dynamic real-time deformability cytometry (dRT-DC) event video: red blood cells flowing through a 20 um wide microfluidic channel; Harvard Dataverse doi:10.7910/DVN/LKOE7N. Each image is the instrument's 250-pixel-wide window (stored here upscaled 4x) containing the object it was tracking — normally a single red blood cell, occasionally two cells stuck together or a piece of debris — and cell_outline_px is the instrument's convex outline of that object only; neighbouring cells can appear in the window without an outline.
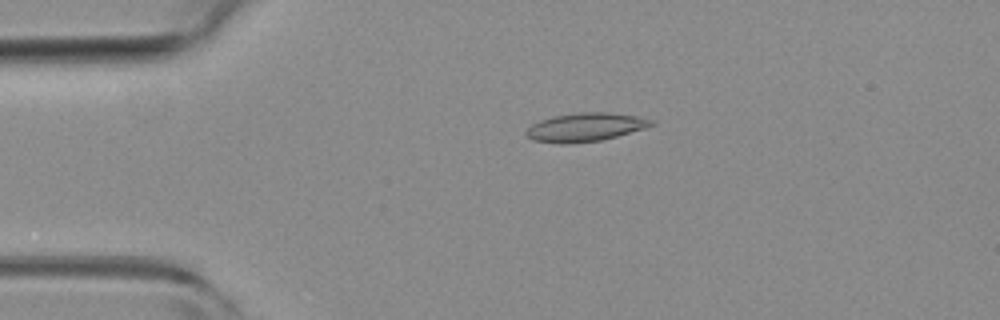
{"species": "common noctule bat (a hibernating species)", "species_latin": "Nyctalus noctula", "temperature_condition": "room temperature", "stored_images_in_passage": 49, "camera_frame_rate_fps": 3000, "um_per_image_px": 0.085, "animal": {"sex": "female", "body_mass_g": 19.3, "forearm_length_mm": 54.1}, "frame": {"image": 1, "passage_image": 11, "time_ms": 3.333, "image_size_px": [1000, 320], "cell_outline_px": [[656, 124], [644, 128], [616, 136], [600, 140], [564, 144], [560, 144], [532, 140], [524, 132], [532, 124], [540, 120], [552, 116], [580, 112], [608, 112], [636, 116], [656, 120]], "centroid_in_image_um": [49.75, 10.8], "position_along_channel_um": 35.3, "area_um2": 20.75}}
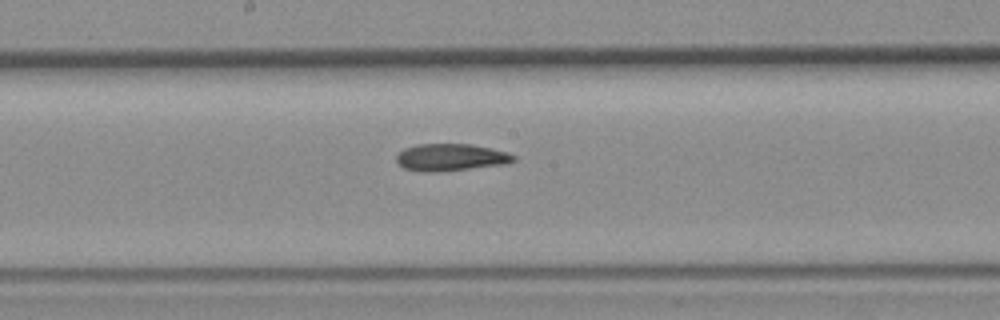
{"frame": {"image": 2, "passage_image": 27, "time_ms": 8.667, "image_size_px": [1000, 320], "cell_outline_px": [[516, 160], [508, 164], [436, 172], [420, 172], [404, 168], [396, 160], [396, 156], [404, 148], [416, 144], [472, 144], [492, 148], [516, 156]], "centroid_in_image_um": [38.32, 13.37], "position_along_channel_um": 209.9, "area_um2": 18.61}}
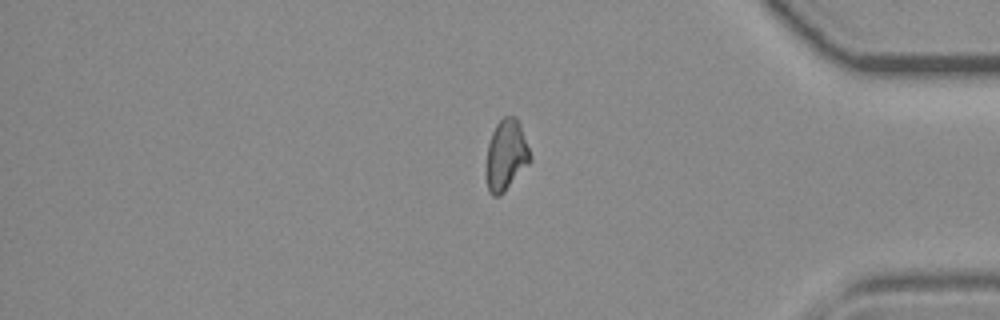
{"frame": {"image": 3, "passage_image": 43, "time_ms": 14.0, "image_size_px": [1000, 320], "cell_outline_px": [[532, 160], [504, 192], [500, 196], [492, 196], [488, 188], [484, 176], [484, 168], [488, 144], [492, 132], [496, 124], [504, 116], [516, 116], [520, 124], [532, 156]], "centroid_in_image_um": [42.99, 13.2], "position_along_channel_um": 392.2, "area_um2": 18.55}}